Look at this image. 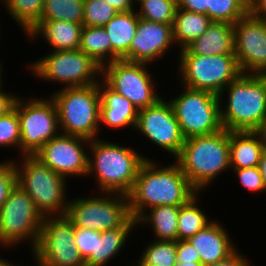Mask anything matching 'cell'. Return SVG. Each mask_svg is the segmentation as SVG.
Returning a JSON list of instances; mask_svg holds the SVG:
<instances>
[{
    "mask_svg": "<svg viewBox=\"0 0 266 266\" xmlns=\"http://www.w3.org/2000/svg\"><path fill=\"white\" fill-rule=\"evenodd\" d=\"M198 191L174 161L167 166L154 159L141 165L131 192L127 195L131 216L138 220L155 206H182Z\"/></svg>",
    "mask_w": 266,
    "mask_h": 266,
    "instance_id": "cell-1",
    "label": "cell"
},
{
    "mask_svg": "<svg viewBox=\"0 0 266 266\" xmlns=\"http://www.w3.org/2000/svg\"><path fill=\"white\" fill-rule=\"evenodd\" d=\"M104 140L90 141L87 176L95 175L97 189L101 192L128 195L141 165L151 157L147 158L129 146Z\"/></svg>",
    "mask_w": 266,
    "mask_h": 266,
    "instance_id": "cell-2",
    "label": "cell"
},
{
    "mask_svg": "<svg viewBox=\"0 0 266 266\" xmlns=\"http://www.w3.org/2000/svg\"><path fill=\"white\" fill-rule=\"evenodd\" d=\"M219 100L226 130L261 131L266 124V84L260 74H241L220 93Z\"/></svg>",
    "mask_w": 266,
    "mask_h": 266,
    "instance_id": "cell-3",
    "label": "cell"
},
{
    "mask_svg": "<svg viewBox=\"0 0 266 266\" xmlns=\"http://www.w3.org/2000/svg\"><path fill=\"white\" fill-rule=\"evenodd\" d=\"M175 162L191 185L198 192L204 191L230 168L229 131L223 128L210 135L185 139Z\"/></svg>",
    "mask_w": 266,
    "mask_h": 266,
    "instance_id": "cell-4",
    "label": "cell"
},
{
    "mask_svg": "<svg viewBox=\"0 0 266 266\" xmlns=\"http://www.w3.org/2000/svg\"><path fill=\"white\" fill-rule=\"evenodd\" d=\"M63 134L93 140L100 135L101 95L94 85L61 88L51 94Z\"/></svg>",
    "mask_w": 266,
    "mask_h": 266,
    "instance_id": "cell-5",
    "label": "cell"
},
{
    "mask_svg": "<svg viewBox=\"0 0 266 266\" xmlns=\"http://www.w3.org/2000/svg\"><path fill=\"white\" fill-rule=\"evenodd\" d=\"M15 166L17 184L31 197L43 217L66 215L70 199L66 195L67 178L54 172L35 155H22L19 163L15 160Z\"/></svg>",
    "mask_w": 266,
    "mask_h": 266,
    "instance_id": "cell-6",
    "label": "cell"
},
{
    "mask_svg": "<svg viewBox=\"0 0 266 266\" xmlns=\"http://www.w3.org/2000/svg\"><path fill=\"white\" fill-rule=\"evenodd\" d=\"M34 77L58 82L63 88L97 84L102 68L82 50H51L37 61L27 64ZM30 65V66H29Z\"/></svg>",
    "mask_w": 266,
    "mask_h": 266,
    "instance_id": "cell-7",
    "label": "cell"
},
{
    "mask_svg": "<svg viewBox=\"0 0 266 266\" xmlns=\"http://www.w3.org/2000/svg\"><path fill=\"white\" fill-rule=\"evenodd\" d=\"M177 67L179 81L183 86L204 90L216 95L237 79L241 70L235 54L199 56L179 53Z\"/></svg>",
    "mask_w": 266,
    "mask_h": 266,
    "instance_id": "cell-8",
    "label": "cell"
},
{
    "mask_svg": "<svg viewBox=\"0 0 266 266\" xmlns=\"http://www.w3.org/2000/svg\"><path fill=\"white\" fill-rule=\"evenodd\" d=\"M43 219L31 197L17 184L0 208V245L12 249L29 242L32 252Z\"/></svg>",
    "mask_w": 266,
    "mask_h": 266,
    "instance_id": "cell-9",
    "label": "cell"
},
{
    "mask_svg": "<svg viewBox=\"0 0 266 266\" xmlns=\"http://www.w3.org/2000/svg\"><path fill=\"white\" fill-rule=\"evenodd\" d=\"M39 98L24 100L17 97L14 104L20 125V158L22 155H35L44 144L61 133L51 95L47 99Z\"/></svg>",
    "mask_w": 266,
    "mask_h": 266,
    "instance_id": "cell-10",
    "label": "cell"
},
{
    "mask_svg": "<svg viewBox=\"0 0 266 266\" xmlns=\"http://www.w3.org/2000/svg\"><path fill=\"white\" fill-rule=\"evenodd\" d=\"M182 89L169 102L184 138L210 135L222 130L219 96L185 86Z\"/></svg>",
    "mask_w": 266,
    "mask_h": 266,
    "instance_id": "cell-11",
    "label": "cell"
},
{
    "mask_svg": "<svg viewBox=\"0 0 266 266\" xmlns=\"http://www.w3.org/2000/svg\"><path fill=\"white\" fill-rule=\"evenodd\" d=\"M98 194L69 200L66 216L74 227L102 232L122 226L131 217L127 195L99 191Z\"/></svg>",
    "mask_w": 266,
    "mask_h": 266,
    "instance_id": "cell-12",
    "label": "cell"
},
{
    "mask_svg": "<svg viewBox=\"0 0 266 266\" xmlns=\"http://www.w3.org/2000/svg\"><path fill=\"white\" fill-rule=\"evenodd\" d=\"M149 64L117 60L102 67L101 80L114 92L124 96L141 110L163 96L158 93Z\"/></svg>",
    "mask_w": 266,
    "mask_h": 266,
    "instance_id": "cell-13",
    "label": "cell"
},
{
    "mask_svg": "<svg viewBox=\"0 0 266 266\" xmlns=\"http://www.w3.org/2000/svg\"><path fill=\"white\" fill-rule=\"evenodd\" d=\"M39 266H86L75 246L74 225L66 216H45L31 252Z\"/></svg>",
    "mask_w": 266,
    "mask_h": 266,
    "instance_id": "cell-14",
    "label": "cell"
},
{
    "mask_svg": "<svg viewBox=\"0 0 266 266\" xmlns=\"http://www.w3.org/2000/svg\"><path fill=\"white\" fill-rule=\"evenodd\" d=\"M162 97L155 104L138 110L135 130L175 159L185 142L171 103Z\"/></svg>",
    "mask_w": 266,
    "mask_h": 266,
    "instance_id": "cell-15",
    "label": "cell"
},
{
    "mask_svg": "<svg viewBox=\"0 0 266 266\" xmlns=\"http://www.w3.org/2000/svg\"><path fill=\"white\" fill-rule=\"evenodd\" d=\"M234 54L242 74L266 71V26L261 17L248 13L234 25Z\"/></svg>",
    "mask_w": 266,
    "mask_h": 266,
    "instance_id": "cell-16",
    "label": "cell"
},
{
    "mask_svg": "<svg viewBox=\"0 0 266 266\" xmlns=\"http://www.w3.org/2000/svg\"><path fill=\"white\" fill-rule=\"evenodd\" d=\"M89 144L90 140L60 133L44 144L35 156L54 172L67 179H69L68 176L85 177L88 172L86 149Z\"/></svg>",
    "mask_w": 266,
    "mask_h": 266,
    "instance_id": "cell-17",
    "label": "cell"
},
{
    "mask_svg": "<svg viewBox=\"0 0 266 266\" xmlns=\"http://www.w3.org/2000/svg\"><path fill=\"white\" fill-rule=\"evenodd\" d=\"M175 46L172 24L157 23L139 17L136 34L129 48V62L149 64L163 58ZM166 53V54H165Z\"/></svg>",
    "mask_w": 266,
    "mask_h": 266,
    "instance_id": "cell-18",
    "label": "cell"
},
{
    "mask_svg": "<svg viewBox=\"0 0 266 266\" xmlns=\"http://www.w3.org/2000/svg\"><path fill=\"white\" fill-rule=\"evenodd\" d=\"M225 228L218 220H213L188 239L198 252L204 266L226 258L237 248Z\"/></svg>",
    "mask_w": 266,
    "mask_h": 266,
    "instance_id": "cell-19",
    "label": "cell"
},
{
    "mask_svg": "<svg viewBox=\"0 0 266 266\" xmlns=\"http://www.w3.org/2000/svg\"><path fill=\"white\" fill-rule=\"evenodd\" d=\"M83 24L62 20H39L26 34L29 39L44 38L54 51L78 50Z\"/></svg>",
    "mask_w": 266,
    "mask_h": 266,
    "instance_id": "cell-20",
    "label": "cell"
},
{
    "mask_svg": "<svg viewBox=\"0 0 266 266\" xmlns=\"http://www.w3.org/2000/svg\"><path fill=\"white\" fill-rule=\"evenodd\" d=\"M101 95L100 127L102 124L107 128L120 129L135 128L138 109L124 96L114 92L102 80L99 81Z\"/></svg>",
    "mask_w": 266,
    "mask_h": 266,
    "instance_id": "cell-21",
    "label": "cell"
},
{
    "mask_svg": "<svg viewBox=\"0 0 266 266\" xmlns=\"http://www.w3.org/2000/svg\"><path fill=\"white\" fill-rule=\"evenodd\" d=\"M180 53H192L199 56L234 54L233 24L212 21L207 30L181 49Z\"/></svg>",
    "mask_w": 266,
    "mask_h": 266,
    "instance_id": "cell-22",
    "label": "cell"
},
{
    "mask_svg": "<svg viewBox=\"0 0 266 266\" xmlns=\"http://www.w3.org/2000/svg\"><path fill=\"white\" fill-rule=\"evenodd\" d=\"M230 169L259 166L265 140L261 131H229Z\"/></svg>",
    "mask_w": 266,
    "mask_h": 266,
    "instance_id": "cell-23",
    "label": "cell"
},
{
    "mask_svg": "<svg viewBox=\"0 0 266 266\" xmlns=\"http://www.w3.org/2000/svg\"><path fill=\"white\" fill-rule=\"evenodd\" d=\"M135 228H138L137 220L131 216L118 228L96 231L95 253H91L85 260L86 266H106L126 246L125 243Z\"/></svg>",
    "mask_w": 266,
    "mask_h": 266,
    "instance_id": "cell-24",
    "label": "cell"
},
{
    "mask_svg": "<svg viewBox=\"0 0 266 266\" xmlns=\"http://www.w3.org/2000/svg\"><path fill=\"white\" fill-rule=\"evenodd\" d=\"M139 16L136 9L118 12L105 26L112 45V62L129 61V48L137 30Z\"/></svg>",
    "mask_w": 266,
    "mask_h": 266,
    "instance_id": "cell-25",
    "label": "cell"
},
{
    "mask_svg": "<svg viewBox=\"0 0 266 266\" xmlns=\"http://www.w3.org/2000/svg\"><path fill=\"white\" fill-rule=\"evenodd\" d=\"M148 211V212H147ZM138 220L137 227L147 224L152 229L155 240H178V213L179 206L163 205L148 209ZM150 212V213H149Z\"/></svg>",
    "mask_w": 266,
    "mask_h": 266,
    "instance_id": "cell-26",
    "label": "cell"
},
{
    "mask_svg": "<svg viewBox=\"0 0 266 266\" xmlns=\"http://www.w3.org/2000/svg\"><path fill=\"white\" fill-rule=\"evenodd\" d=\"M211 23L212 20L206 14L190 12L177 7L172 31L173 40L175 45L178 46V51L200 37Z\"/></svg>",
    "mask_w": 266,
    "mask_h": 266,
    "instance_id": "cell-27",
    "label": "cell"
},
{
    "mask_svg": "<svg viewBox=\"0 0 266 266\" xmlns=\"http://www.w3.org/2000/svg\"><path fill=\"white\" fill-rule=\"evenodd\" d=\"M79 50L90 56L101 68L112 62V45L103 26H83Z\"/></svg>",
    "mask_w": 266,
    "mask_h": 266,
    "instance_id": "cell-28",
    "label": "cell"
},
{
    "mask_svg": "<svg viewBox=\"0 0 266 266\" xmlns=\"http://www.w3.org/2000/svg\"><path fill=\"white\" fill-rule=\"evenodd\" d=\"M200 194L201 192H198L187 203L179 206L178 240H188L213 221L200 208Z\"/></svg>",
    "mask_w": 266,
    "mask_h": 266,
    "instance_id": "cell-29",
    "label": "cell"
},
{
    "mask_svg": "<svg viewBox=\"0 0 266 266\" xmlns=\"http://www.w3.org/2000/svg\"><path fill=\"white\" fill-rule=\"evenodd\" d=\"M3 3L25 35L39 22L44 8V0H4Z\"/></svg>",
    "mask_w": 266,
    "mask_h": 266,
    "instance_id": "cell-30",
    "label": "cell"
},
{
    "mask_svg": "<svg viewBox=\"0 0 266 266\" xmlns=\"http://www.w3.org/2000/svg\"><path fill=\"white\" fill-rule=\"evenodd\" d=\"M40 20H62L83 24L84 0H44Z\"/></svg>",
    "mask_w": 266,
    "mask_h": 266,
    "instance_id": "cell-31",
    "label": "cell"
},
{
    "mask_svg": "<svg viewBox=\"0 0 266 266\" xmlns=\"http://www.w3.org/2000/svg\"><path fill=\"white\" fill-rule=\"evenodd\" d=\"M249 13V0H208L212 21L235 24Z\"/></svg>",
    "mask_w": 266,
    "mask_h": 266,
    "instance_id": "cell-32",
    "label": "cell"
},
{
    "mask_svg": "<svg viewBox=\"0 0 266 266\" xmlns=\"http://www.w3.org/2000/svg\"><path fill=\"white\" fill-rule=\"evenodd\" d=\"M148 243L139 258L143 263L153 266H176V241L154 240Z\"/></svg>",
    "mask_w": 266,
    "mask_h": 266,
    "instance_id": "cell-33",
    "label": "cell"
},
{
    "mask_svg": "<svg viewBox=\"0 0 266 266\" xmlns=\"http://www.w3.org/2000/svg\"><path fill=\"white\" fill-rule=\"evenodd\" d=\"M136 11L142 19L163 24H173L177 0H144Z\"/></svg>",
    "mask_w": 266,
    "mask_h": 266,
    "instance_id": "cell-34",
    "label": "cell"
},
{
    "mask_svg": "<svg viewBox=\"0 0 266 266\" xmlns=\"http://www.w3.org/2000/svg\"><path fill=\"white\" fill-rule=\"evenodd\" d=\"M117 13L106 0H84L83 26H105Z\"/></svg>",
    "mask_w": 266,
    "mask_h": 266,
    "instance_id": "cell-35",
    "label": "cell"
},
{
    "mask_svg": "<svg viewBox=\"0 0 266 266\" xmlns=\"http://www.w3.org/2000/svg\"><path fill=\"white\" fill-rule=\"evenodd\" d=\"M11 147L20 150V125L15 108L0 117V148Z\"/></svg>",
    "mask_w": 266,
    "mask_h": 266,
    "instance_id": "cell-36",
    "label": "cell"
},
{
    "mask_svg": "<svg viewBox=\"0 0 266 266\" xmlns=\"http://www.w3.org/2000/svg\"><path fill=\"white\" fill-rule=\"evenodd\" d=\"M17 185V170L15 160L0 161V208Z\"/></svg>",
    "mask_w": 266,
    "mask_h": 266,
    "instance_id": "cell-37",
    "label": "cell"
},
{
    "mask_svg": "<svg viewBox=\"0 0 266 266\" xmlns=\"http://www.w3.org/2000/svg\"><path fill=\"white\" fill-rule=\"evenodd\" d=\"M234 175L237 176L239 183L245 190L250 192H264L266 191L263 179L258 166L243 169H230Z\"/></svg>",
    "mask_w": 266,
    "mask_h": 266,
    "instance_id": "cell-38",
    "label": "cell"
},
{
    "mask_svg": "<svg viewBox=\"0 0 266 266\" xmlns=\"http://www.w3.org/2000/svg\"><path fill=\"white\" fill-rule=\"evenodd\" d=\"M75 246L84 261L95 253L96 230L74 227Z\"/></svg>",
    "mask_w": 266,
    "mask_h": 266,
    "instance_id": "cell-39",
    "label": "cell"
},
{
    "mask_svg": "<svg viewBox=\"0 0 266 266\" xmlns=\"http://www.w3.org/2000/svg\"><path fill=\"white\" fill-rule=\"evenodd\" d=\"M177 263L201 262L200 256L188 240L176 241Z\"/></svg>",
    "mask_w": 266,
    "mask_h": 266,
    "instance_id": "cell-40",
    "label": "cell"
},
{
    "mask_svg": "<svg viewBox=\"0 0 266 266\" xmlns=\"http://www.w3.org/2000/svg\"><path fill=\"white\" fill-rule=\"evenodd\" d=\"M245 254L241 253L238 248H236L230 255L226 258L217 261L214 264H208L205 266H249L251 261L249 262L248 257L244 256Z\"/></svg>",
    "mask_w": 266,
    "mask_h": 266,
    "instance_id": "cell-41",
    "label": "cell"
},
{
    "mask_svg": "<svg viewBox=\"0 0 266 266\" xmlns=\"http://www.w3.org/2000/svg\"><path fill=\"white\" fill-rule=\"evenodd\" d=\"M177 7L208 16V0H177Z\"/></svg>",
    "mask_w": 266,
    "mask_h": 266,
    "instance_id": "cell-42",
    "label": "cell"
},
{
    "mask_svg": "<svg viewBox=\"0 0 266 266\" xmlns=\"http://www.w3.org/2000/svg\"><path fill=\"white\" fill-rule=\"evenodd\" d=\"M18 95H12L10 92H5L4 88L0 90V117L6 115L14 108Z\"/></svg>",
    "mask_w": 266,
    "mask_h": 266,
    "instance_id": "cell-43",
    "label": "cell"
},
{
    "mask_svg": "<svg viewBox=\"0 0 266 266\" xmlns=\"http://www.w3.org/2000/svg\"><path fill=\"white\" fill-rule=\"evenodd\" d=\"M249 13L256 17L266 18V0H249Z\"/></svg>",
    "mask_w": 266,
    "mask_h": 266,
    "instance_id": "cell-44",
    "label": "cell"
},
{
    "mask_svg": "<svg viewBox=\"0 0 266 266\" xmlns=\"http://www.w3.org/2000/svg\"><path fill=\"white\" fill-rule=\"evenodd\" d=\"M118 12H129L135 9L132 0H106Z\"/></svg>",
    "mask_w": 266,
    "mask_h": 266,
    "instance_id": "cell-45",
    "label": "cell"
},
{
    "mask_svg": "<svg viewBox=\"0 0 266 266\" xmlns=\"http://www.w3.org/2000/svg\"><path fill=\"white\" fill-rule=\"evenodd\" d=\"M258 167L260 169V173H261L263 183L266 189V149L262 152Z\"/></svg>",
    "mask_w": 266,
    "mask_h": 266,
    "instance_id": "cell-46",
    "label": "cell"
},
{
    "mask_svg": "<svg viewBox=\"0 0 266 266\" xmlns=\"http://www.w3.org/2000/svg\"><path fill=\"white\" fill-rule=\"evenodd\" d=\"M176 266H204L201 262L177 263Z\"/></svg>",
    "mask_w": 266,
    "mask_h": 266,
    "instance_id": "cell-47",
    "label": "cell"
},
{
    "mask_svg": "<svg viewBox=\"0 0 266 266\" xmlns=\"http://www.w3.org/2000/svg\"><path fill=\"white\" fill-rule=\"evenodd\" d=\"M33 257H34L33 260H35V262H36V266H39L38 261L35 259L34 255H33ZM0 266H17V265L16 264L14 265L13 262H11V261L9 262L8 259L7 260L4 259V261L0 264ZM18 266H19V264H18Z\"/></svg>",
    "mask_w": 266,
    "mask_h": 266,
    "instance_id": "cell-48",
    "label": "cell"
},
{
    "mask_svg": "<svg viewBox=\"0 0 266 266\" xmlns=\"http://www.w3.org/2000/svg\"><path fill=\"white\" fill-rule=\"evenodd\" d=\"M1 64H3V63H1V60H0V90L3 89V87H2L3 86V83H2V81H3L2 80V78H3V76H2L3 75V73H2L3 71L2 70L3 69L2 68H4L3 65H1Z\"/></svg>",
    "mask_w": 266,
    "mask_h": 266,
    "instance_id": "cell-49",
    "label": "cell"
},
{
    "mask_svg": "<svg viewBox=\"0 0 266 266\" xmlns=\"http://www.w3.org/2000/svg\"><path fill=\"white\" fill-rule=\"evenodd\" d=\"M133 266H153L146 263H143L140 259L136 261V264H133Z\"/></svg>",
    "mask_w": 266,
    "mask_h": 266,
    "instance_id": "cell-50",
    "label": "cell"
},
{
    "mask_svg": "<svg viewBox=\"0 0 266 266\" xmlns=\"http://www.w3.org/2000/svg\"><path fill=\"white\" fill-rule=\"evenodd\" d=\"M261 133L263 134L264 140H265V149H266V124L261 130Z\"/></svg>",
    "mask_w": 266,
    "mask_h": 266,
    "instance_id": "cell-51",
    "label": "cell"
},
{
    "mask_svg": "<svg viewBox=\"0 0 266 266\" xmlns=\"http://www.w3.org/2000/svg\"><path fill=\"white\" fill-rule=\"evenodd\" d=\"M133 1V4L136 6H138L141 2H143L144 0H132ZM138 3V4H137Z\"/></svg>",
    "mask_w": 266,
    "mask_h": 266,
    "instance_id": "cell-52",
    "label": "cell"
},
{
    "mask_svg": "<svg viewBox=\"0 0 266 266\" xmlns=\"http://www.w3.org/2000/svg\"><path fill=\"white\" fill-rule=\"evenodd\" d=\"M260 75L263 77V79L265 81V84H266V71L263 72V73H260Z\"/></svg>",
    "mask_w": 266,
    "mask_h": 266,
    "instance_id": "cell-53",
    "label": "cell"
},
{
    "mask_svg": "<svg viewBox=\"0 0 266 266\" xmlns=\"http://www.w3.org/2000/svg\"><path fill=\"white\" fill-rule=\"evenodd\" d=\"M4 261V259L2 257H0V264Z\"/></svg>",
    "mask_w": 266,
    "mask_h": 266,
    "instance_id": "cell-54",
    "label": "cell"
}]
</instances>
